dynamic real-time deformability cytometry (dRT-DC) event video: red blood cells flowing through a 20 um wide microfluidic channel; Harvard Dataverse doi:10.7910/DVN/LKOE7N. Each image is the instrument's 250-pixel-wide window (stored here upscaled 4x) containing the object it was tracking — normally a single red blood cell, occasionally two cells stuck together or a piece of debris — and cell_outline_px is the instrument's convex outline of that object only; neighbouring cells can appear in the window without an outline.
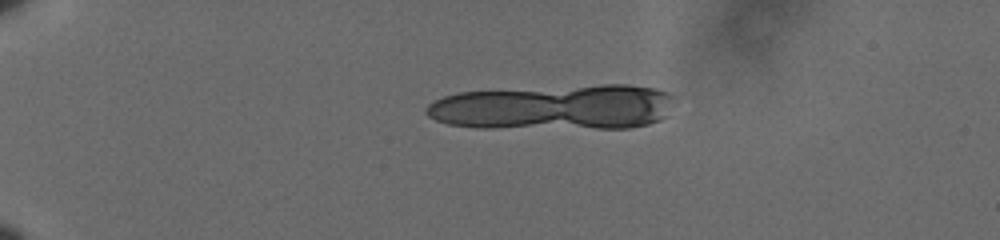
{"species": "human", "species_latin": "Homo sapiens", "temperature_condition": "cold", "stored_images_in_passage": 10, "camera_frame_rate_fps": 3000, "um_per_image_px": 0.085, "donor": {"sex": "male"}, "frame": {"image": 1, "passage_image": 1, "time_ms": 0.0, "image_size_px": [1000, 240], "cell_outline_px": [[676, 96], [664, 116], [660, 120], [648, 124], [628, 128], [480, 128], [448, 124], [436, 120], [428, 116], [424, 112], [424, 108], [428, 104], [444, 96], [460, 92], [600, 84], [628, 84], [656, 88], [668, 92]], "centroid_in_image_um": [47.12, 9.12], "position_along_channel_um": 37.9, "area_um2": 65.95}}